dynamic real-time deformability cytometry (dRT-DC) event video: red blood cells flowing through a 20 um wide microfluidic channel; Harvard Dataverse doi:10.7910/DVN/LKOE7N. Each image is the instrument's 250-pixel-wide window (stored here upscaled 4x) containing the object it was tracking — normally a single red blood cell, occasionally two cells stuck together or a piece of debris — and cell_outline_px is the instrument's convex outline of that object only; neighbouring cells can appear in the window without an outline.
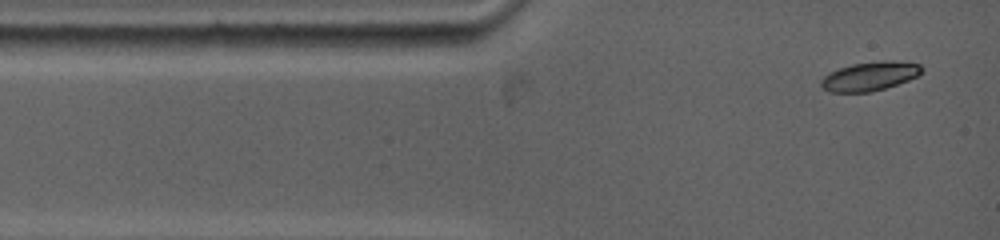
{"species": "common noctule bat (a hibernating species)", "species_latin": "Nyctalus noctula", "temperature_condition": "warm", "stored_images_in_passage": 6, "camera_frame_rate_fps": 5000, "um_per_image_px": 0.085, "animal": {"sex": "female", "body_mass_g": 19.0, "forearm_length_mm": 53.3}, "frame": {"image": 1, "passage_image": 1, "time_ms": 0.0, "image_size_px": [1000, 240], "cell_outline_px": [[924, 68], [916, 76], [908, 80], [884, 88], [868, 92], [828, 92], [820, 84], [820, 80], [824, 76], [840, 68], [852, 64], [892, 60], [920, 64]], "centroid_in_image_um": [73.92, 6.48], "position_along_channel_um": 11.1, "area_um2": 16.65}}
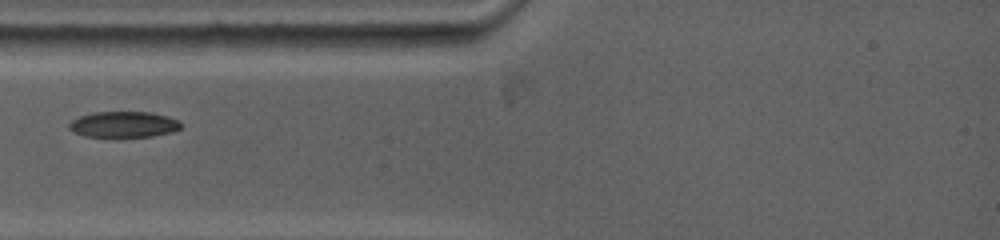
{"frame": {"image": 2, "passage_image": 4, "time_ms": 2.6, "image_size_px": [1000, 240], "cell_outline_px": [[180, 128], [172, 132], [152, 136], [116, 140], [84, 136], [72, 132], [68, 128], [68, 124], [72, 120], [80, 116], [92, 112], [152, 112], [168, 116], [180, 120]], "centroid_in_image_um": [10.47, 10.62], "position_along_channel_um": 74.5, "area_um2": 17.86}}
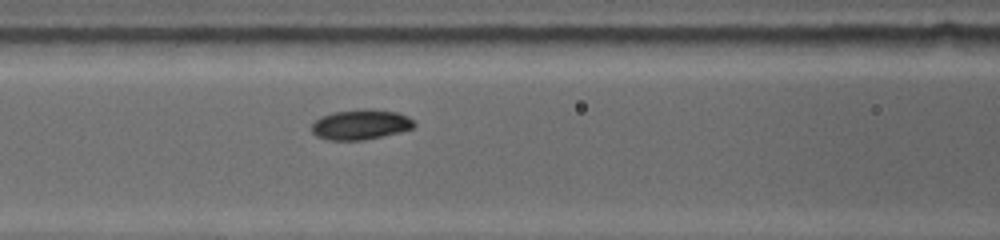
{"frame": {"image": 3, "passage_image": 6, "time_ms": 4.2, "image_size_px": [1000, 240], "cell_outline_px": [[416, 124], [412, 128], [400, 132], [384, 136], [364, 140], [328, 140], [316, 136], [312, 132], [312, 124], [320, 116], [332, 112], [364, 108], [396, 112], [408, 116]], "centroid_in_image_um": [30.64, 10.58], "position_along_channel_um": 136.0, "area_um2": 18.09}}